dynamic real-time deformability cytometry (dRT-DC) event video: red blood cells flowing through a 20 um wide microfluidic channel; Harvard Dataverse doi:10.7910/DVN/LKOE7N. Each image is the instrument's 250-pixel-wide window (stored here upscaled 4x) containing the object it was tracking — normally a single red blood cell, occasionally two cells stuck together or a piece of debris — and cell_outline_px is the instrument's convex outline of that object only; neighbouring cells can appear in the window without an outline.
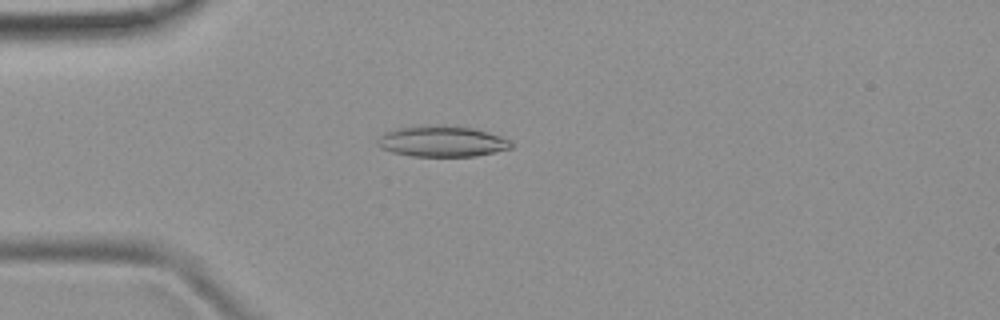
{"species": "common noctule bat (a hibernating species)", "species_latin": "Nyctalus noctula", "temperature_condition": "room temperature", "stored_images_in_passage": 51, "camera_frame_rate_fps": 3000, "um_per_image_px": 0.085, "animal": {"sex": "female", "body_mass_g": 19.9}, "frame": {"image": 1, "passage_image": 14, "time_ms": 4.333, "image_size_px": [1000, 320], "cell_outline_px": [[512, 148], [496, 152], [476, 156], [412, 156], [392, 152], [380, 148], [376, 144], [376, 140], [384, 132], [396, 128], [436, 124], [440, 124], [472, 128], [488, 132], [512, 140]], "centroid_in_image_um": [37.56, 12.01], "position_along_channel_um": 47.4, "area_um2": 24.33}}
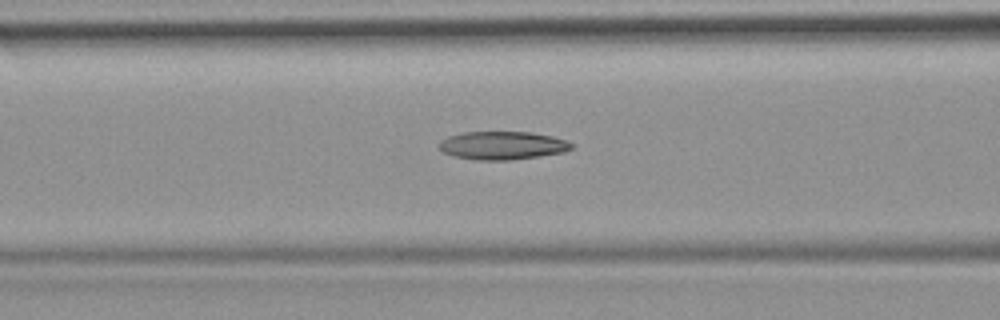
{"frame": {"image": 2, "passage_image": 21, "time_ms": 6.667, "image_size_px": [1000, 320], "cell_outline_px": [[572, 148], [564, 152], [540, 156], [512, 160], [476, 160], [452, 156], [444, 152], [436, 144], [440, 140], [448, 136], [464, 132], [532, 132], [552, 136], [564, 140], [572, 144]], "centroid_in_image_um": [42.66, 12.37], "position_along_channel_um": 123.9, "area_um2": 21.85}}
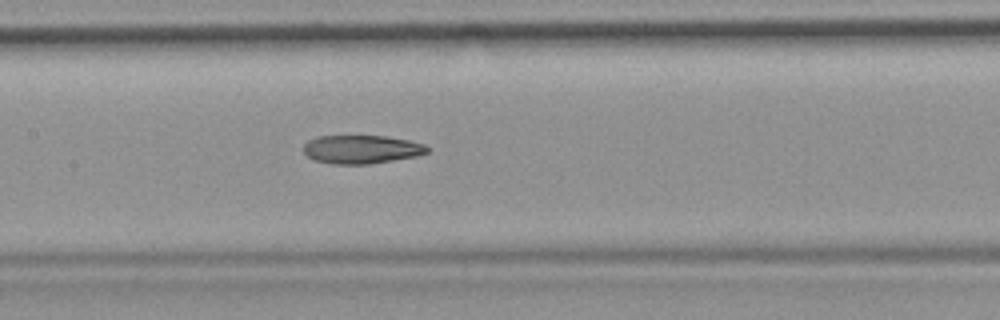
{"frame": {"image": 3, "passage_image": 25, "time_ms": 8.0, "image_size_px": [1000, 320], "cell_outline_px": [[432, 148], [428, 152], [416, 156], [368, 164], [332, 164], [312, 160], [304, 152], [304, 144], [308, 140], [316, 136], [384, 136], [408, 140], [424, 144]], "centroid_in_image_um": [30.71, 12.69], "position_along_channel_um": 176.7, "area_um2": 20.58}, "authors_computed_cell_mechanics": {"area_um2": 21.7906, "velocity_mm_per_s": 3.9623, "shape_relaxation_time_tau1_ms": null, "shape_relaxation_time_tau2_ms": 4.5076, "deformation_change_tau1": null, "deformation_change_tau2": 0.1462}}